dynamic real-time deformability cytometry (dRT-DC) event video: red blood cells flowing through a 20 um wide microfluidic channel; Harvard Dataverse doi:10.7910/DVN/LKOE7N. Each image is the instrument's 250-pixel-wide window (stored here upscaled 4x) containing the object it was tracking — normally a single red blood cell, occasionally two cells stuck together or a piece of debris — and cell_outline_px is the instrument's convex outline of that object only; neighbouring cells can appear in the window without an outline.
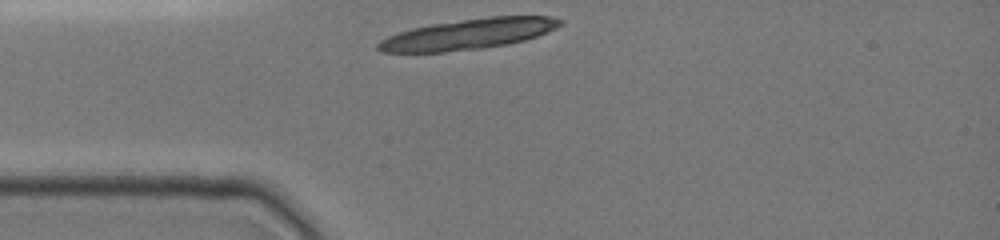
{"species": "common noctule bat (a hibernating species)", "species_latin": "Nyctalus noctula", "temperature_condition": "cold", "stored_images_in_passage": 6, "camera_frame_rate_fps": 3000, "um_per_image_px": 0.085, "animal": {"sex": "female", "body_mass_g": 19.0, "forearm_length_mm": 51.5}, "frame": {"image": 1, "passage_image": 1, "time_ms": 0.0, "image_size_px": [1000, 240], "cell_outline_px": [[564, 24], [556, 28], [536, 36], [524, 40], [508, 44], [480, 48], [444, 52], [380, 52], [376, 48], [376, 44], [380, 40], [388, 36], [412, 28], [432, 24], [488, 16], [552, 16], [564, 20]], "centroid_in_image_um": [39.83, 2.89], "position_along_channel_um": 45.2, "area_um2": 32.31}}